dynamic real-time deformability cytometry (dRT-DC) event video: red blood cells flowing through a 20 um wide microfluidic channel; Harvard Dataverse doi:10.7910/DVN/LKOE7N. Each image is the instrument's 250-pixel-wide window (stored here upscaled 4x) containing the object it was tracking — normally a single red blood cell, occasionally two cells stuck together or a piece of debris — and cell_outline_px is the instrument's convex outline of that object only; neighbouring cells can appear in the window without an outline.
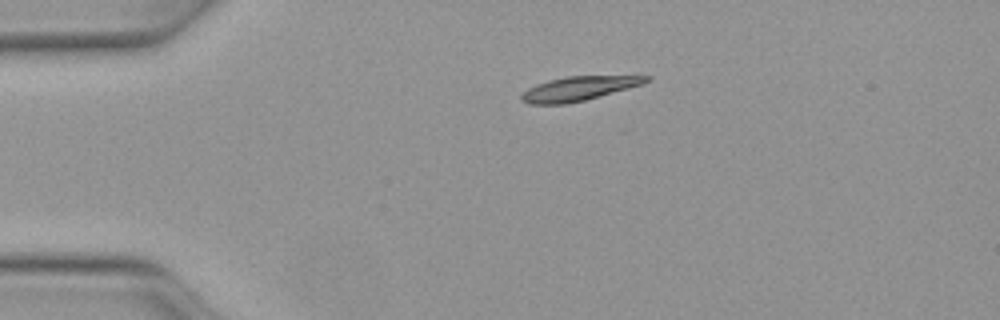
{"species": "Egyptian fruit bat (a non-hibernating species)", "species_latin": "Rousettus aegyptiacus", "temperature_condition": "warm", "stored_images_in_passage": 40, "camera_frame_rate_fps": 3000, "um_per_image_px": 0.085, "animal": {"sex": "female"}, "frame": {"image": 1, "passage_image": 1, "time_ms": 0.0, "image_size_px": [1000, 320], "cell_outline_px": [[652, 76], [644, 84], [584, 100], [564, 104], [528, 104], [520, 100], [520, 96], [528, 88], [536, 84], [548, 80], [568, 76]], "centroid_in_image_um": [49.15, 7.53], "position_along_channel_um": 35.9, "area_um2": 17.4}}
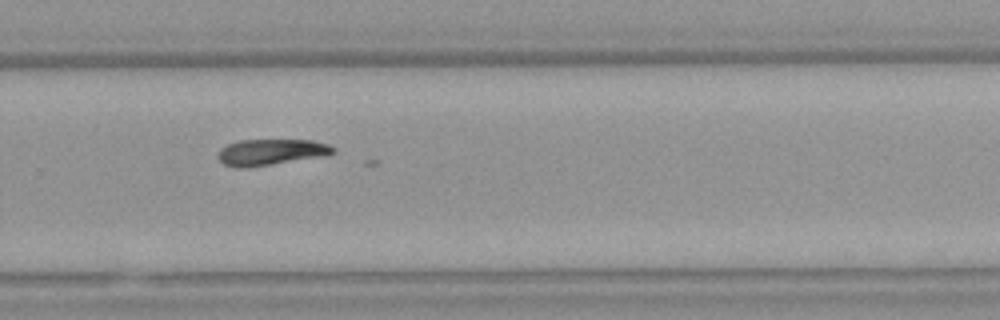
{"frame": {"image": 2, "passage_image": 24, "time_ms": 7.667, "image_size_px": [1000, 320], "cell_outline_px": [[336, 152], [328, 156], [248, 168], [236, 168], [224, 164], [216, 156], [220, 148], [228, 144], [240, 140], [312, 140], [328, 144], [336, 148]], "centroid_in_image_um": [23.07, 12.94], "position_along_channel_um": 306.7, "area_um2": 17.92}}
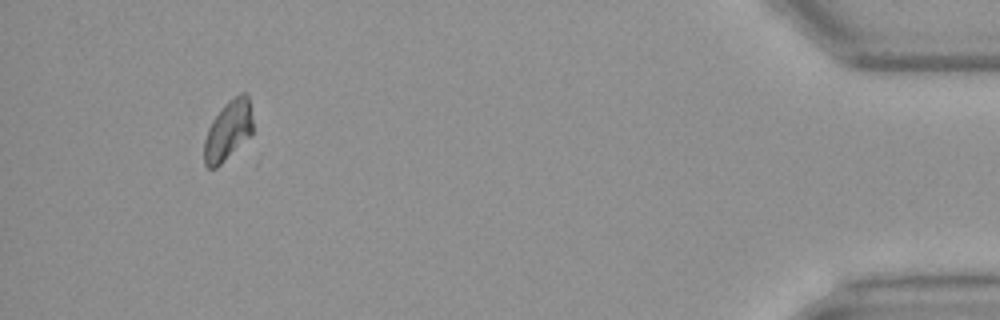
{"frame": {"image": 3, "passage_image": 37, "time_ms": 12.0, "image_size_px": [1000, 320], "cell_outline_px": [[252, 132], [216, 168], [208, 168], [204, 164], [204, 140], [208, 128], [212, 120], [224, 104], [228, 100], [240, 92], [248, 92], [252, 120]], "centroid_in_image_um": [19.37, 11.04], "position_along_channel_um": 415.8, "area_um2": 16.7}}